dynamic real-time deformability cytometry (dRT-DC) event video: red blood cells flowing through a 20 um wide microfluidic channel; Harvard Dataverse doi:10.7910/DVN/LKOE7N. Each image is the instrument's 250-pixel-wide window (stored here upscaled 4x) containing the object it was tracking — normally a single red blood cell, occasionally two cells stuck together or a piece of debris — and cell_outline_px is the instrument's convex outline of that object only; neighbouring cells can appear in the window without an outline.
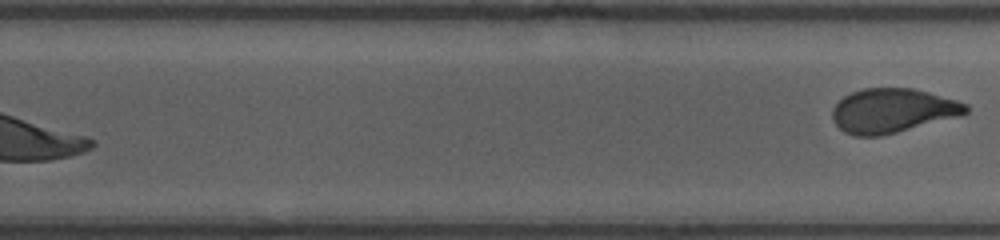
{"species": "human", "species_latin": "Homo sapiens", "temperature_condition": "room temperature", "stored_images_in_passage": 17, "segment_of_instrument_passage": [2, 2], "camera_frame_rate_fps": 3000, "um_per_image_px": 0.085, "donor": {"sex": "female"}, "frame": {"image": 1, "passage_image": 17, "time_ms": 10.667, "image_size_px": [1000, 240], "cell_outline_px": [[968, 112], [964, 116], [880, 136], [856, 136], [844, 132], [832, 120], [832, 108], [844, 96], [852, 92], [864, 88], [912, 88], [928, 92], [956, 100], [968, 104]], "centroid_in_image_um": [75.89, 9.41], "position_along_channel_um": 253.9, "area_um2": 34.62}}